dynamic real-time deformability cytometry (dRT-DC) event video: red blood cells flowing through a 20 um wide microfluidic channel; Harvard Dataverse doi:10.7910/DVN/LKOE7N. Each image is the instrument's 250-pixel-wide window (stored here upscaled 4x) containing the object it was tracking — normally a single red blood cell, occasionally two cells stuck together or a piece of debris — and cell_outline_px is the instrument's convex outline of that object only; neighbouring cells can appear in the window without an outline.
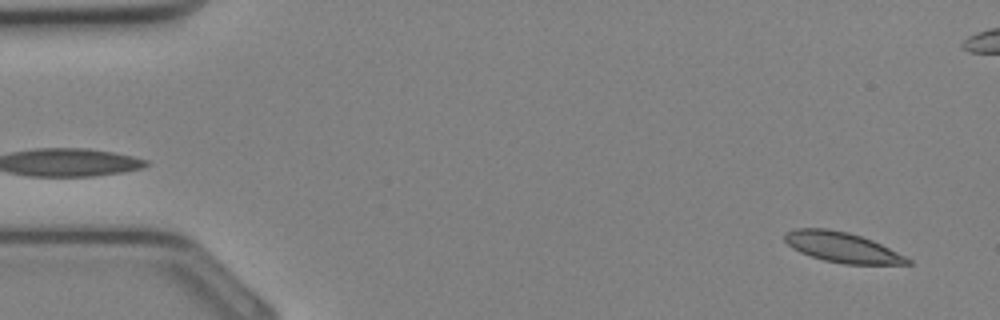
{"species": "Egyptian fruit bat (a non-hibernating species)", "species_latin": "Rousettus aegyptiacus", "temperature_condition": "cold", "stored_images_in_passage": 35, "camera_frame_rate_fps": 3000, "um_per_image_px": 0.085, "animal": {"sex": "female"}, "frame": {"image": 1, "passage_image": 2, "time_ms": 0.333, "image_size_px": [1000, 320], "cell_outline_px": [[912, 264], [844, 264], [824, 260], [800, 252], [792, 248], [784, 240], [784, 232], [796, 228], [828, 228], [848, 232], [872, 240], [912, 260]], "centroid_in_image_um": [71.54, 21.01], "position_along_channel_um": 13.5, "area_um2": 21.44}}
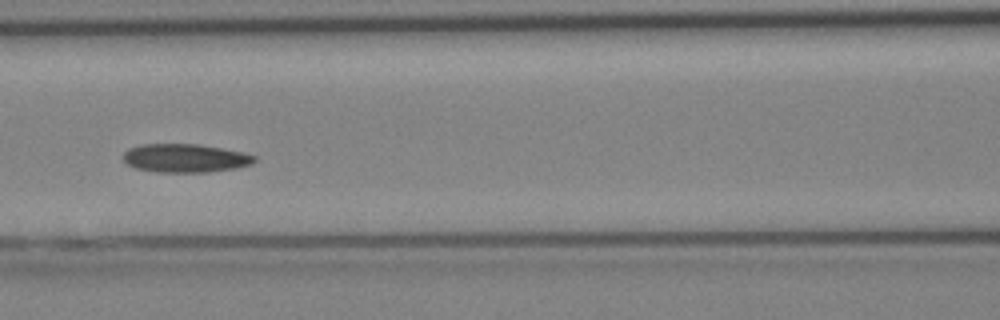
{"frame": {"image": 2, "passage_image": 15, "time_ms": 4.667, "image_size_px": [1000, 320], "cell_outline_px": [[256, 160], [252, 164], [236, 168], [208, 172], [156, 172], [136, 168], [128, 164], [124, 160], [124, 152], [128, 148], [140, 144], [196, 144], [244, 152], [256, 156]], "centroid_in_image_um": [15.75, 13.44], "position_along_channel_um": 150.9, "area_um2": 21.79}}
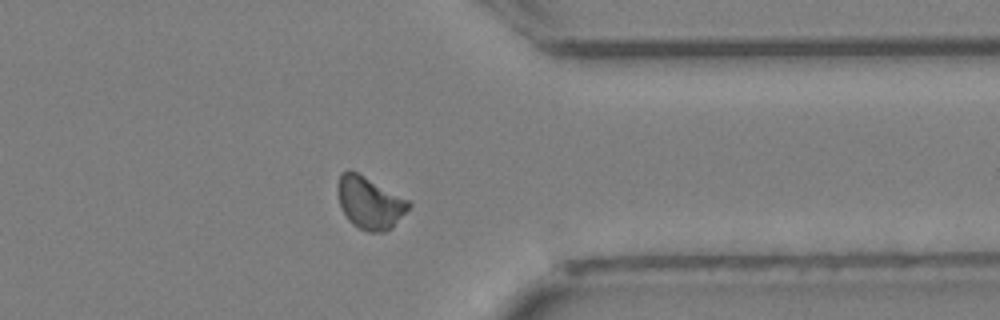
{"frame": {"image": 3, "passage_image": 27, "time_ms": 8.667, "image_size_px": [1000, 320], "cell_outline_px": [[412, 204], [392, 228], [384, 232], [368, 232], [352, 224], [348, 220], [340, 204], [336, 188], [336, 184], [340, 172], [348, 168], [356, 172], [408, 200]], "centroid_in_image_um": [31.38, 17.22], "position_along_channel_um": 380.0, "area_um2": 21.5}}